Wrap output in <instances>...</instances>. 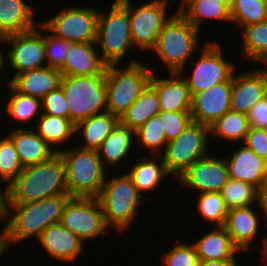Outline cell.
<instances>
[{
	"instance_id": "6da1fadb",
	"label": "cell",
	"mask_w": 267,
	"mask_h": 266,
	"mask_svg": "<svg viewBox=\"0 0 267 266\" xmlns=\"http://www.w3.org/2000/svg\"><path fill=\"white\" fill-rule=\"evenodd\" d=\"M71 197L62 193L39 201L8 204V222L3 228L6 249L33 236L39 238L47 227L59 223Z\"/></svg>"
},
{
	"instance_id": "7a4b0ae2",
	"label": "cell",
	"mask_w": 267,
	"mask_h": 266,
	"mask_svg": "<svg viewBox=\"0 0 267 266\" xmlns=\"http://www.w3.org/2000/svg\"><path fill=\"white\" fill-rule=\"evenodd\" d=\"M9 204H23L68 193L65 164L57 152L49 160L24 167L8 186Z\"/></svg>"
},
{
	"instance_id": "3957f363",
	"label": "cell",
	"mask_w": 267,
	"mask_h": 266,
	"mask_svg": "<svg viewBox=\"0 0 267 266\" xmlns=\"http://www.w3.org/2000/svg\"><path fill=\"white\" fill-rule=\"evenodd\" d=\"M60 87L68 103L69 119L75 126L107 111L106 74L62 76Z\"/></svg>"
},
{
	"instance_id": "277c9868",
	"label": "cell",
	"mask_w": 267,
	"mask_h": 266,
	"mask_svg": "<svg viewBox=\"0 0 267 266\" xmlns=\"http://www.w3.org/2000/svg\"><path fill=\"white\" fill-rule=\"evenodd\" d=\"M65 164L66 184L72 197L97 198L105 182V166L95 150L75 147L59 150Z\"/></svg>"
},
{
	"instance_id": "5b68a950",
	"label": "cell",
	"mask_w": 267,
	"mask_h": 266,
	"mask_svg": "<svg viewBox=\"0 0 267 266\" xmlns=\"http://www.w3.org/2000/svg\"><path fill=\"white\" fill-rule=\"evenodd\" d=\"M119 64L106 67L107 111L120 118L139 98L151 81L153 71L132 60L127 68Z\"/></svg>"
},
{
	"instance_id": "8992f818",
	"label": "cell",
	"mask_w": 267,
	"mask_h": 266,
	"mask_svg": "<svg viewBox=\"0 0 267 266\" xmlns=\"http://www.w3.org/2000/svg\"><path fill=\"white\" fill-rule=\"evenodd\" d=\"M199 31L177 10L158 35L154 52L170 72H182L188 58L197 51Z\"/></svg>"
},
{
	"instance_id": "52a82bcc",
	"label": "cell",
	"mask_w": 267,
	"mask_h": 266,
	"mask_svg": "<svg viewBox=\"0 0 267 266\" xmlns=\"http://www.w3.org/2000/svg\"><path fill=\"white\" fill-rule=\"evenodd\" d=\"M97 198L102 206L107 226L123 232L137 216V208L144 200L127 173L111 177L109 180L106 177Z\"/></svg>"
},
{
	"instance_id": "ba28073f",
	"label": "cell",
	"mask_w": 267,
	"mask_h": 266,
	"mask_svg": "<svg viewBox=\"0 0 267 266\" xmlns=\"http://www.w3.org/2000/svg\"><path fill=\"white\" fill-rule=\"evenodd\" d=\"M96 45L101 46V59L107 65L119 64L134 46L129 11L120 0H114L107 15L98 12Z\"/></svg>"
},
{
	"instance_id": "9c48e42d",
	"label": "cell",
	"mask_w": 267,
	"mask_h": 266,
	"mask_svg": "<svg viewBox=\"0 0 267 266\" xmlns=\"http://www.w3.org/2000/svg\"><path fill=\"white\" fill-rule=\"evenodd\" d=\"M210 127L191 122L174 140L167 142L162 156L170 176L178 178L196 161L209 155L207 152Z\"/></svg>"
},
{
	"instance_id": "30bf717a",
	"label": "cell",
	"mask_w": 267,
	"mask_h": 266,
	"mask_svg": "<svg viewBox=\"0 0 267 266\" xmlns=\"http://www.w3.org/2000/svg\"><path fill=\"white\" fill-rule=\"evenodd\" d=\"M98 10L68 7L40 23L55 37L70 43L96 42Z\"/></svg>"
},
{
	"instance_id": "8fae6325",
	"label": "cell",
	"mask_w": 267,
	"mask_h": 266,
	"mask_svg": "<svg viewBox=\"0 0 267 266\" xmlns=\"http://www.w3.org/2000/svg\"><path fill=\"white\" fill-rule=\"evenodd\" d=\"M60 223L82 242L99 237L109 229L100 201L95 197H71L64 207Z\"/></svg>"
},
{
	"instance_id": "7c38bea8",
	"label": "cell",
	"mask_w": 267,
	"mask_h": 266,
	"mask_svg": "<svg viewBox=\"0 0 267 266\" xmlns=\"http://www.w3.org/2000/svg\"><path fill=\"white\" fill-rule=\"evenodd\" d=\"M222 52L221 45L215 41H207L204 44L200 58L193 66L192 74L185 77L192 97L216 84L232 81L236 68L231 62L226 61Z\"/></svg>"
},
{
	"instance_id": "4fadbf2b",
	"label": "cell",
	"mask_w": 267,
	"mask_h": 266,
	"mask_svg": "<svg viewBox=\"0 0 267 266\" xmlns=\"http://www.w3.org/2000/svg\"><path fill=\"white\" fill-rule=\"evenodd\" d=\"M129 11L130 29L134 46L154 49L158 35L171 16L166 14L167 0H152L140 7H132L130 0H120Z\"/></svg>"
},
{
	"instance_id": "5bb4252c",
	"label": "cell",
	"mask_w": 267,
	"mask_h": 266,
	"mask_svg": "<svg viewBox=\"0 0 267 266\" xmlns=\"http://www.w3.org/2000/svg\"><path fill=\"white\" fill-rule=\"evenodd\" d=\"M42 24L32 30L0 38L1 43L11 44V50L6 54L10 69L15 71L13 78L24 71L45 67V38L41 34ZM45 60V61H44Z\"/></svg>"
},
{
	"instance_id": "9a60e30c",
	"label": "cell",
	"mask_w": 267,
	"mask_h": 266,
	"mask_svg": "<svg viewBox=\"0 0 267 266\" xmlns=\"http://www.w3.org/2000/svg\"><path fill=\"white\" fill-rule=\"evenodd\" d=\"M206 156L196 161L182 175L179 183L197 193L221 192L229 180V169L225 158Z\"/></svg>"
},
{
	"instance_id": "2e32d148",
	"label": "cell",
	"mask_w": 267,
	"mask_h": 266,
	"mask_svg": "<svg viewBox=\"0 0 267 266\" xmlns=\"http://www.w3.org/2000/svg\"><path fill=\"white\" fill-rule=\"evenodd\" d=\"M267 95V68L233 74L230 110L248 114L250 109Z\"/></svg>"
},
{
	"instance_id": "e0dca14e",
	"label": "cell",
	"mask_w": 267,
	"mask_h": 266,
	"mask_svg": "<svg viewBox=\"0 0 267 266\" xmlns=\"http://www.w3.org/2000/svg\"><path fill=\"white\" fill-rule=\"evenodd\" d=\"M232 81L216 84L192 97L193 122L211 126L230 110Z\"/></svg>"
},
{
	"instance_id": "ac0fdd59",
	"label": "cell",
	"mask_w": 267,
	"mask_h": 266,
	"mask_svg": "<svg viewBox=\"0 0 267 266\" xmlns=\"http://www.w3.org/2000/svg\"><path fill=\"white\" fill-rule=\"evenodd\" d=\"M170 78L156 77L153 73L150 84L156 89L161 111L191 112L192 94L183 74L170 72ZM163 78V79H162Z\"/></svg>"
},
{
	"instance_id": "d6986e66",
	"label": "cell",
	"mask_w": 267,
	"mask_h": 266,
	"mask_svg": "<svg viewBox=\"0 0 267 266\" xmlns=\"http://www.w3.org/2000/svg\"><path fill=\"white\" fill-rule=\"evenodd\" d=\"M38 240L51 258L70 263L80 256L84 244L60 222L47 227Z\"/></svg>"
},
{
	"instance_id": "ffe728a7",
	"label": "cell",
	"mask_w": 267,
	"mask_h": 266,
	"mask_svg": "<svg viewBox=\"0 0 267 266\" xmlns=\"http://www.w3.org/2000/svg\"><path fill=\"white\" fill-rule=\"evenodd\" d=\"M95 44L96 42L71 43L64 64L59 69L62 76L106 74L107 64L97 53Z\"/></svg>"
},
{
	"instance_id": "44dd1931",
	"label": "cell",
	"mask_w": 267,
	"mask_h": 266,
	"mask_svg": "<svg viewBox=\"0 0 267 266\" xmlns=\"http://www.w3.org/2000/svg\"><path fill=\"white\" fill-rule=\"evenodd\" d=\"M229 178L252 184L259 190L267 176V162L244 146L237 149L231 158H225Z\"/></svg>"
},
{
	"instance_id": "7402d4cb",
	"label": "cell",
	"mask_w": 267,
	"mask_h": 266,
	"mask_svg": "<svg viewBox=\"0 0 267 266\" xmlns=\"http://www.w3.org/2000/svg\"><path fill=\"white\" fill-rule=\"evenodd\" d=\"M8 136L15 145L23 168L47 161L60 150L50 146L31 128L19 127L12 130Z\"/></svg>"
},
{
	"instance_id": "603a6c76",
	"label": "cell",
	"mask_w": 267,
	"mask_h": 266,
	"mask_svg": "<svg viewBox=\"0 0 267 266\" xmlns=\"http://www.w3.org/2000/svg\"><path fill=\"white\" fill-rule=\"evenodd\" d=\"M61 78L59 69L45 66L21 72L7 82L22 94L42 99L60 86Z\"/></svg>"
},
{
	"instance_id": "cb8c5ba5",
	"label": "cell",
	"mask_w": 267,
	"mask_h": 266,
	"mask_svg": "<svg viewBox=\"0 0 267 266\" xmlns=\"http://www.w3.org/2000/svg\"><path fill=\"white\" fill-rule=\"evenodd\" d=\"M36 13L24 0H0V38L34 29Z\"/></svg>"
},
{
	"instance_id": "d4e9b609",
	"label": "cell",
	"mask_w": 267,
	"mask_h": 266,
	"mask_svg": "<svg viewBox=\"0 0 267 266\" xmlns=\"http://www.w3.org/2000/svg\"><path fill=\"white\" fill-rule=\"evenodd\" d=\"M258 217L252 206L228 210L223 227L239 250H248L251 241L257 236L260 223Z\"/></svg>"
},
{
	"instance_id": "484cf974",
	"label": "cell",
	"mask_w": 267,
	"mask_h": 266,
	"mask_svg": "<svg viewBox=\"0 0 267 266\" xmlns=\"http://www.w3.org/2000/svg\"><path fill=\"white\" fill-rule=\"evenodd\" d=\"M193 244L200 260H236L240 251L223 226H216Z\"/></svg>"
},
{
	"instance_id": "4316f807",
	"label": "cell",
	"mask_w": 267,
	"mask_h": 266,
	"mask_svg": "<svg viewBox=\"0 0 267 266\" xmlns=\"http://www.w3.org/2000/svg\"><path fill=\"white\" fill-rule=\"evenodd\" d=\"M134 137L135 131L119 122L97 150L103 166L104 163L113 167L118 166L119 162L121 163L123 158L132 151Z\"/></svg>"
},
{
	"instance_id": "83f0119b",
	"label": "cell",
	"mask_w": 267,
	"mask_h": 266,
	"mask_svg": "<svg viewBox=\"0 0 267 266\" xmlns=\"http://www.w3.org/2000/svg\"><path fill=\"white\" fill-rule=\"evenodd\" d=\"M158 156L154 154H152V158L145 156L141 161L138 160L139 162L134 164V167L127 173L141 196L143 192L153 191L159 187L164 177L170 176L163 159H161V163L157 162L159 161L157 158L161 157Z\"/></svg>"
},
{
	"instance_id": "f1b7e54d",
	"label": "cell",
	"mask_w": 267,
	"mask_h": 266,
	"mask_svg": "<svg viewBox=\"0 0 267 266\" xmlns=\"http://www.w3.org/2000/svg\"><path fill=\"white\" fill-rule=\"evenodd\" d=\"M119 122V118L108 111L79 122L75 126V132L82 131L85 143L78 147L97 151Z\"/></svg>"
},
{
	"instance_id": "f546056e",
	"label": "cell",
	"mask_w": 267,
	"mask_h": 266,
	"mask_svg": "<svg viewBox=\"0 0 267 266\" xmlns=\"http://www.w3.org/2000/svg\"><path fill=\"white\" fill-rule=\"evenodd\" d=\"M178 11L199 31L204 19L232 21L230 9L217 0H183Z\"/></svg>"
},
{
	"instance_id": "4dcf8cb0",
	"label": "cell",
	"mask_w": 267,
	"mask_h": 266,
	"mask_svg": "<svg viewBox=\"0 0 267 266\" xmlns=\"http://www.w3.org/2000/svg\"><path fill=\"white\" fill-rule=\"evenodd\" d=\"M156 89L149 83L141 96L119 118L122 125L136 130L160 112Z\"/></svg>"
},
{
	"instance_id": "1f68e13d",
	"label": "cell",
	"mask_w": 267,
	"mask_h": 266,
	"mask_svg": "<svg viewBox=\"0 0 267 266\" xmlns=\"http://www.w3.org/2000/svg\"><path fill=\"white\" fill-rule=\"evenodd\" d=\"M242 32V58L255 62L267 63V20L244 26Z\"/></svg>"
},
{
	"instance_id": "d6a6232c",
	"label": "cell",
	"mask_w": 267,
	"mask_h": 266,
	"mask_svg": "<svg viewBox=\"0 0 267 266\" xmlns=\"http://www.w3.org/2000/svg\"><path fill=\"white\" fill-rule=\"evenodd\" d=\"M35 130L50 146L68 141L76 132L75 125L68 118L42 113Z\"/></svg>"
},
{
	"instance_id": "836d02e7",
	"label": "cell",
	"mask_w": 267,
	"mask_h": 266,
	"mask_svg": "<svg viewBox=\"0 0 267 266\" xmlns=\"http://www.w3.org/2000/svg\"><path fill=\"white\" fill-rule=\"evenodd\" d=\"M249 128V120L246 114L228 110L210 126V133L215 137L231 140L230 142L236 140H243L244 142Z\"/></svg>"
},
{
	"instance_id": "e575fe53",
	"label": "cell",
	"mask_w": 267,
	"mask_h": 266,
	"mask_svg": "<svg viewBox=\"0 0 267 266\" xmlns=\"http://www.w3.org/2000/svg\"><path fill=\"white\" fill-rule=\"evenodd\" d=\"M7 87L11 90L5 110L9 116L26 124L35 116L40 117L42 115L41 99L18 92L9 82Z\"/></svg>"
},
{
	"instance_id": "d590c367",
	"label": "cell",
	"mask_w": 267,
	"mask_h": 266,
	"mask_svg": "<svg viewBox=\"0 0 267 266\" xmlns=\"http://www.w3.org/2000/svg\"><path fill=\"white\" fill-rule=\"evenodd\" d=\"M228 209L253 206L260 201L259 189L252 184L229 178L221 190Z\"/></svg>"
},
{
	"instance_id": "8d00e7d4",
	"label": "cell",
	"mask_w": 267,
	"mask_h": 266,
	"mask_svg": "<svg viewBox=\"0 0 267 266\" xmlns=\"http://www.w3.org/2000/svg\"><path fill=\"white\" fill-rule=\"evenodd\" d=\"M231 20L249 26L267 20V5L263 0H235L230 9Z\"/></svg>"
},
{
	"instance_id": "74e56055",
	"label": "cell",
	"mask_w": 267,
	"mask_h": 266,
	"mask_svg": "<svg viewBox=\"0 0 267 266\" xmlns=\"http://www.w3.org/2000/svg\"><path fill=\"white\" fill-rule=\"evenodd\" d=\"M135 138L146 149L152 150L154 155H158L161 149L164 151L167 139L159 115L153 116L144 125L137 128Z\"/></svg>"
},
{
	"instance_id": "f35d334b",
	"label": "cell",
	"mask_w": 267,
	"mask_h": 266,
	"mask_svg": "<svg viewBox=\"0 0 267 266\" xmlns=\"http://www.w3.org/2000/svg\"><path fill=\"white\" fill-rule=\"evenodd\" d=\"M22 170L23 166L12 139L8 135L4 136L0 139V179L9 186Z\"/></svg>"
},
{
	"instance_id": "ab89813d",
	"label": "cell",
	"mask_w": 267,
	"mask_h": 266,
	"mask_svg": "<svg viewBox=\"0 0 267 266\" xmlns=\"http://www.w3.org/2000/svg\"><path fill=\"white\" fill-rule=\"evenodd\" d=\"M197 209L200 215L214 223V226H224L228 208L222 198L221 192H203L198 198Z\"/></svg>"
},
{
	"instance_id": "60d3db41",
	"label": "cell",
	"mask_w": 267,
	"mask_h": 266,
	"mask_svg": "<svg viewBox=\"0 0 267 266\" xmlns=\"http://www.w3.org/2000/svg\"><path fill=\"white\" fill-rule=\"evenodd\" d=\"M165 266H198L199 256L194 244L179 243L162 256Z\"/></svg>"
},
{
	"instance_id": "b9f144b4",
	"label": "cell",
	"mask_w": 267,
	"mask_h": 266,
	"mask_svg": "<svg viewBox=\"0 0 267 266\" xmlns=\"http://www.w3.org/2000/svg\"><path fill=\"white\" fill-rule=\"evenodd\" d=\"M167 142L176 139L193 122L191 112L160 111L158 113Z\"/></svg>"
},
{
	"instance_id": "7bdbcfd3",
	"label": "cell",
	"mask_w": 267,
	"mask_h": 266,
	"mask_svg": "<svg viewBox=\"0 0 267 266\" xmlns=\"http://www.w3.org/2000/svg\"><path fill=\"white\" fill-rule=\"evenodd\" d=\"M42 30L47 31L48 33L44 36L47 61L46 65L60 69L64 64L71 43L64 39L55 37L53 34L48 32L43 25Z\"/></svg>"
},
{
	"instance_id": "ee69618b",
	"label": "cell",
	"mask_w": 267,
	"mask_h": 266,
	"mask_svg": "<svg viewBox=\"0 0 267 266\" xmlns=\"http://www.w3.org/2000/svg\"><path fill=\"white\" fill-rule=\"evenodd\" d=\"M42 113L69 119L68 103L59 86L41 99Z\"/></svg>"
},
{
	"instance_id": "f6af8a7d",
	"label": "cell",
	"mask_w": 267,
	"mask_h": 266,
	"mask_svg": "<svg viewBox=\"0 0 267 266\" xmlns=\"http://www.w3.org/2000/svg\"><path fill=\"white\" fill-rule=\"evenodd\" d=\"M243 144L267 162V129L250 126Z\"/></svg>"
},
{
	"instance_id": "bcb514c9",
	"label": "cell",
	"mask_w": 267,
	"mask_h": 266,
	"mask_svg": "<svg viewBox=\"0 0 267 266\" xmlns=\"http://www.w3.org/2000/svg\"><path fill=\"white\" fill-rule=\"evenodd\" d=\"M247 116L251 127L267 129V95L250 109Z\"/></svg>"
},
{
	"instance_id": "7dc6e473",
	"label": "cell",
	"mask_w": 267,
	"mask_h": 266,
	"mask_svg": "<svg viewBox=\"0 0 267 266\" xmlns=\"http://www.w3.org/2000/svg\"><path fill=\"white\" fill-rule=\"evenodd\" d=\"M3 187L4 188L0 189V221L6 223L5 221L8 218L9 193L7 184Z\"/></svg>"
},
{
	"instance_id": "c3c4849f",
	"label": "cell",
	"mask_w": 267,
	"mask_h": 266,
	"mask_svg": "<svg viewBox=\"0 0 267 266\" xmlns=\"http://www.w3.org/2000/svg\"><path fill=\"white\" fill-rule=\"evenodd\" d=\"M198 266H239L236 260L210 261L200 260Z\"/></svg>"
},
{
	"instance_id": "681fc988",
	"label": "cell",
	"mask_w": 267,
	"mask_h": 266,
	"mask_svg": "<svg viewBox=\"0 0 267 266\" xmlns=\"http://www.w3.org/2000/svg\"><path fill=\"white\" fill-rule=\"evenodd\" d=\"M260 192V201L259 204L262 207V210L264 212V215L267 213V176L264 180V183L259 190Z\"/></svg>"
},
{
	"instance_id": "f907efd6",
	"label": "cell",
	"mask_w": 267,
	"mask_h": 266,
	"mask_svg": "<svg viewBox=\"0 0 267 266\" xmlns=\"http://www.w3.org/2000/svg\"><path fill=\"white\" fill-rule=\"evenodd\" d=\"M266 222H267V213L265 214ZM263 247L261 248V254L264 256L265 264L267 266V236L263 238Z\"/></svg>"
},
{
	"instance_id": "816d5d0a",
	"label": "cell",
	"mask_w": 267,
	"mask_h": 266,
	"mask_svg": "<svg viewBox=\"0 0 267 266\" xmlns=\"http://www.w3.org/2000/svg\"><path fill=\"white\" fill-rule=\"evenodd\" d=\"M7 251L4 242V230L0 231V256H2Z\"/></svg>"
},
{
	"instance_id": "f5cc1de1",
	"label": "cell",
	"mask_w": 267,
	"mask_h": 266,
	"mask_svg": "<svg viewBox=\"0 0 267 266\" xmlns=\"http://www.w3.org/2000/svg\"><path fill=\"white\" fill-rule=\"evenodd\" d=\"M227 6L229 9L232 8L235 0H217Z\"/></svg>"
},
{
	"instance_id": "db71d44e",
	"label": "cell",
	"mask_w": 267,
	"mask_h": 266,
	"mask_svg": "<svg viewBox=\"0 0 267 266\" xmlns=\"http://www.w3.org/2000/svg\"><path fill=\"white\" fill-rule=\"evenodd\" d=\"M2 54H3V53H2V51H1V49H0V71H2L1 69L3 68L4 60H6V59H4L5 56L2 55ZM0 73H2V72H0Z\"/></svg>"
}]
</instances>
